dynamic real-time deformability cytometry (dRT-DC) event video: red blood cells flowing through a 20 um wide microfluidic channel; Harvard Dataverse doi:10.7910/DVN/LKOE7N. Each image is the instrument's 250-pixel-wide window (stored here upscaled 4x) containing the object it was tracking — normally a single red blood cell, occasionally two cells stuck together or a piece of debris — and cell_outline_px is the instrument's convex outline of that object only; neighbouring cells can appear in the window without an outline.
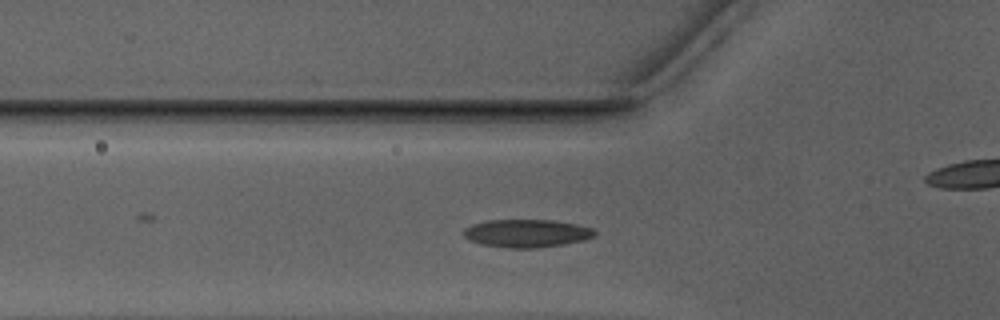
{"species": "Egyptian fruit bat (a non-hibernating species)", "species_latin": "Rousettus aegyptiacus", "temperature_condition": "warm", "stored_images_in_passage": 36, "camera_frame_rate_fps": 3000, "um_per_image_px": 0.085, "animal": {"sex": "male"}, "frame": {"image": 1, "passage_image": 13, "time_ms": 4.0, "image_size_px": [1000, 320], "cell_outline_px": [[596, 236], [584, 240], [564, 244], [540, 248], [508, 248], [480, 244], [468, 240], [464, 236], [464, 228], [472, 224], [488, 220], [556, 220], [580, 224], [592, 228], [596, 232]], "centroid_in_image_um": [44.8, 19.83], "position_along_channel_um": 81.0, "area_um2": 21.68}}
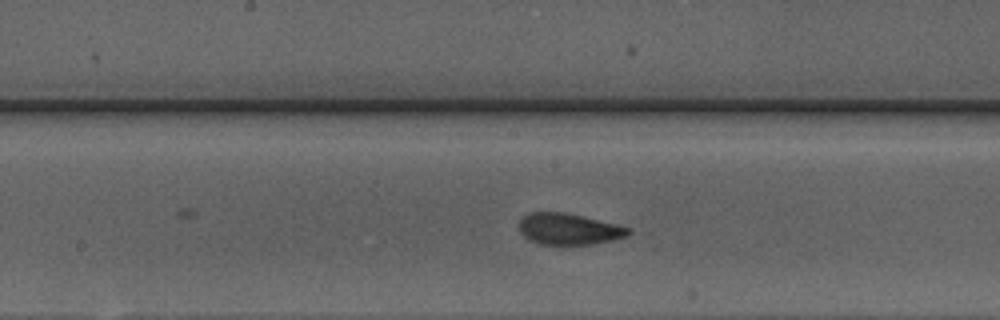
{"frame": {"image": 2, "passage_image": 22, "time_ms": 7.0, "image_size_px": [1000, 320], "cell_outline_px": [[632, 232], [628, 236], [612, 240], [572, 248], [540, 244], [524, 236], [520, 232], [520, 220], [528, 212], [564, 212], [616, 224], [632, 228]], "centroid_in_image_um": [48.38, 19.51], "position_along_channel_um": 199.8, "area_um2": 20.52}}
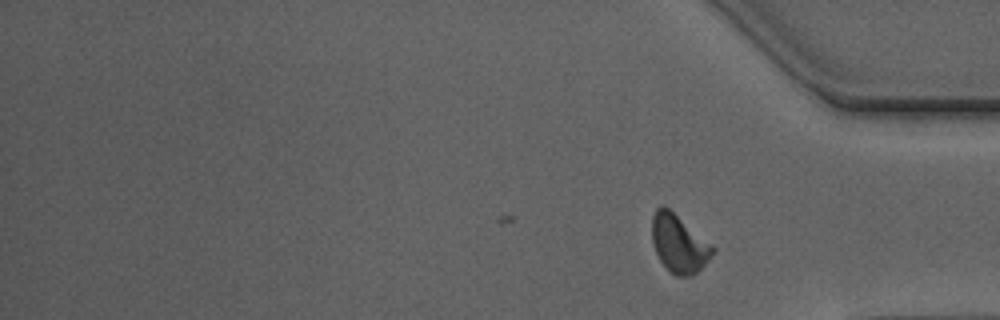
{"frame": {"image": 3, "passage_image": 36, "time_ms": 11.667, "image_size_px": [1000, 320], "cell_outline_px": [[716, 252], [692, 276], [676, 276], [660, 260], [656, 252], [652, 240], [652, 216], [656, 208], [660, 204], [664, 204], [712, 244], [716, 248]], "centroid_in_image_um": [57.71, 20.67], "position_along_channel_um": 377.5, "area_um2": 20.4}, "authors_computed_cell_mechanics": {"area_um2": 19.7965, "velocity_mm_per_s": 3.936, "shape_relaxation_time_tau1_ms": 4.3036, "shape_relaxation_time_tau2_ms": 1.6286, "deformation_change_tau1": 0.1494, "deformation_change_tau2": 0.0691}}